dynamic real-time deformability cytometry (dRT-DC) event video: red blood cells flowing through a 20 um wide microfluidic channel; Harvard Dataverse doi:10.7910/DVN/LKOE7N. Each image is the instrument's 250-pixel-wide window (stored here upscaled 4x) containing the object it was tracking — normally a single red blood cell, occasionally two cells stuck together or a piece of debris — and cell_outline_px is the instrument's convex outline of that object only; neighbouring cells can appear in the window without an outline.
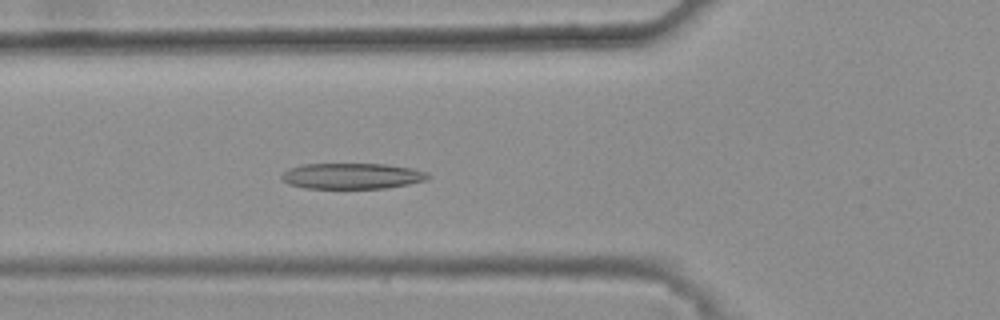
{"species": "common noctule bat (a hibernating species)", "species_latin": "Nyctalus noctula", "temperature_condition": "warm", "stored_images_in_passage": 41, "camera_frame_rate_fps": 3000, "um_per_image_px": 0.085, "animal": {"sex": "female", "body_mass_g": 25.1}, "frame": {"image": 1, "passage_image": 18, "time_ms": 5.667, "image_size_px": [1000, 320], "cell_outline_px": [[432, 176], [424, 180], [408, 184], [384, 188], [304, 188], [288, 184], [280, 176], [288, 168], [304, 164], [388, 164], [412, 168], [428, 172]], "centroid_in_image_um": [29.93, 14.95], "position_along_channel_um": 95.9, "area_um2": 22.02}}
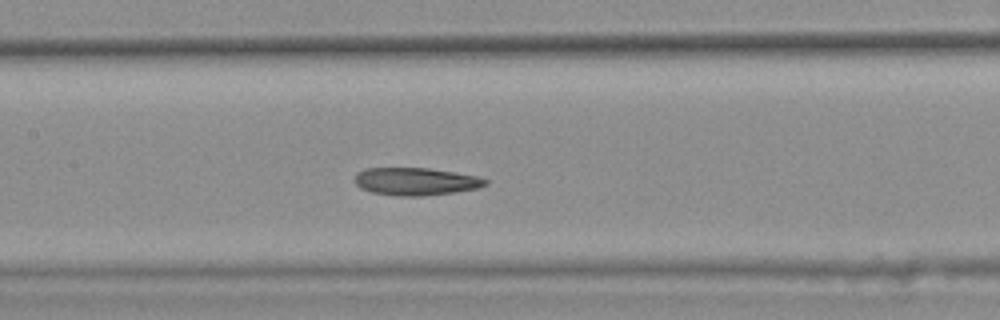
{"frame": {"image": 2, "passage_image": 24, "time_ms": 7.667, "image_size_px": [1000, 320], "cell_outline_px": [[488, 184], [480, 188], [424, 196], [396, 196], [372, 192], [360, 188], [352, 180], [356, 172], [364, 168], [428, 168], [476, 176], [488, 180]], "centroid_in_image_um": [35.28, 15.42], "position_along_channel_um": 172.1, "area_um2": 21.15}}
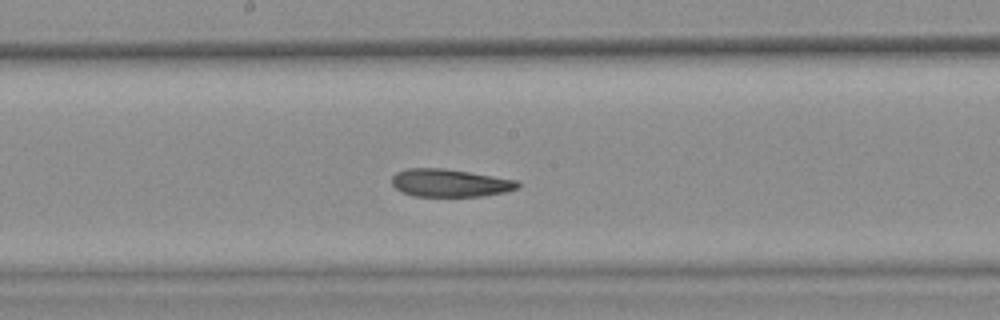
{"frame": {"image": 3, "passage_image": 27, "time_ms": 8.667, "image_size_px": [1000, 320], "cell_outline_px": [[520, 184], [516, 188], [504, 192], [484, 196], [412, 196], [400, 192], [392, 184], [392, 176], [396, 172], [408, 168], [444, 168], [516, 180]], "centroid_in_image_um": [38.18, 15.55], "position_along_channel_um": 210.0, "area_um2": 20.29}, "authors_computed_cell_mechanics": {"area_um2": 21.964, "velocity_mm_per_s": 3.8021, "shape_relaxation_time_tau1_ms": null, "shape_relaxation_time_tau2_ms": 7.8228, "deformation_change_tau1": null, "deformation_change_tau2": 0.1105}}